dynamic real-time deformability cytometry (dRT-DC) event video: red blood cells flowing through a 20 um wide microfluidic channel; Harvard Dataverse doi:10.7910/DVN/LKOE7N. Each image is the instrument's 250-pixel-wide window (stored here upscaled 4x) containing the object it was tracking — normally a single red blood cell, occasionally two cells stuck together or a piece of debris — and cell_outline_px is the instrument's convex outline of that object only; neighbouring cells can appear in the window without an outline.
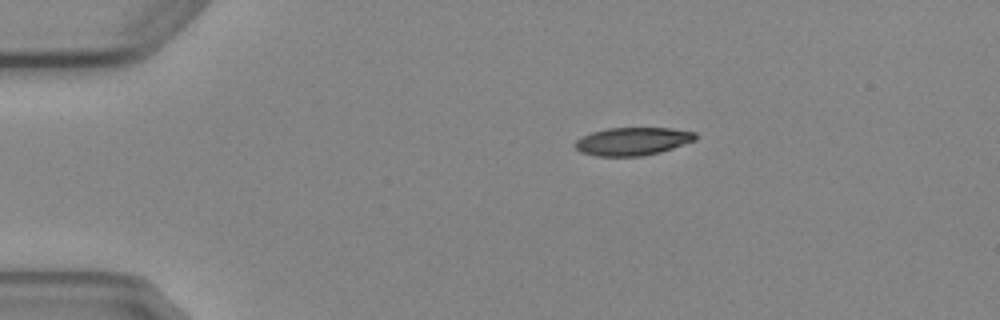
{"species": "Egyptian fruit bat (a non-hibernating species)", "species_latin": "Rousettus aegyptiacus", "temperature_condition": "cold", "stored_images_in_passage": 5, "camera_frame_rate_fps": 3000, "um_per_image_px": 0.085, "animal": {"sex": "female"}, "frame": {"image": 1, "passage_image": 1, "time_ms": 0.0, "image_size_px": [1000, 320], "cell_outline_px": [[700, 136], [696, 140], [660, 152], [644, 156], [596, 156], [580, 152], [572, 144], [580, 136], [592, 132], [608, 128], [672, 128], [696, 132]], "centroid_in_image_um": [53.77, 12.01], "position_along_channel_um": 31.2, "area_um2": 19.88}}
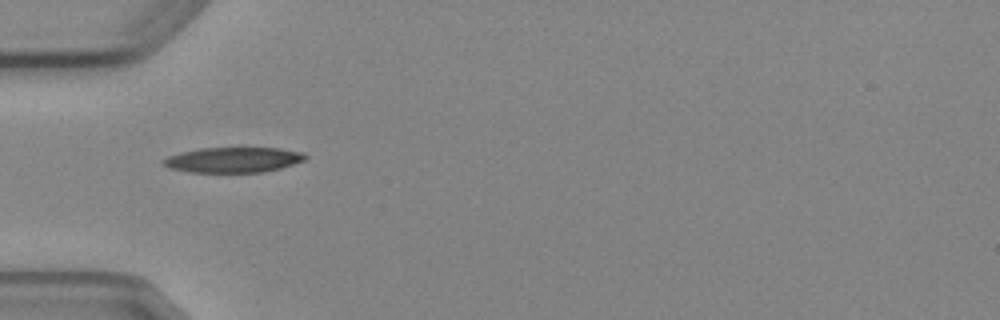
{"frame": {"image": 2, "passage_image": 3, "time_ms": 2.333, "image_size_px": [1000, 320], "cell_outline_px": [[308, 156], [304, 160], [280, 168], [264, 172], [188, 172], [168, 168], [160, 160], [168, 156], [180, 152], [200, 148], [280, 148], [304, 152]], "centroid_in_image_um": [19.81, 13.58], "position_along_channel_um": 65.2, "area_um2": 20.98}}
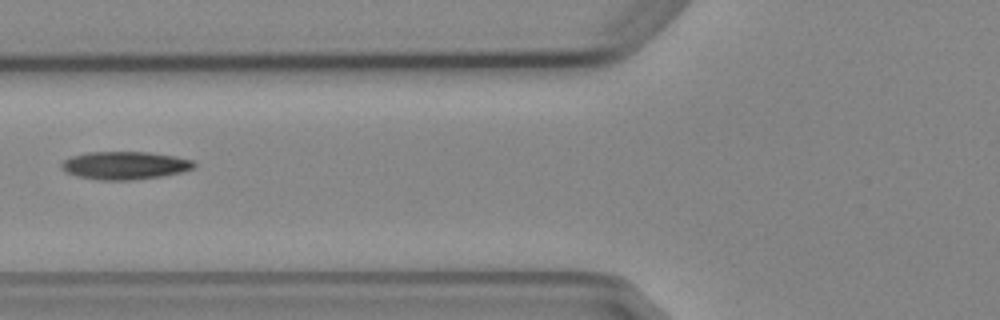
{"frame": {"image": 3, "passage_image": 4, "time_ms": 3.667, "image_size_px": [1000, 320], "cell_outline_px": [[196, 164], [192, 168], [180, 172], [164, 176], [128, 180], [100, 180], [80, 176], [68, 172], [60, 168], [60, 164], [64, 160], [72, 156], [88, 152], [148, 152], [176, 156], [192, 160]], "centroid_in_image_um": [10.62, 14.05], "position_along_channel_um": 115.2, "area_um2": 21.39}}